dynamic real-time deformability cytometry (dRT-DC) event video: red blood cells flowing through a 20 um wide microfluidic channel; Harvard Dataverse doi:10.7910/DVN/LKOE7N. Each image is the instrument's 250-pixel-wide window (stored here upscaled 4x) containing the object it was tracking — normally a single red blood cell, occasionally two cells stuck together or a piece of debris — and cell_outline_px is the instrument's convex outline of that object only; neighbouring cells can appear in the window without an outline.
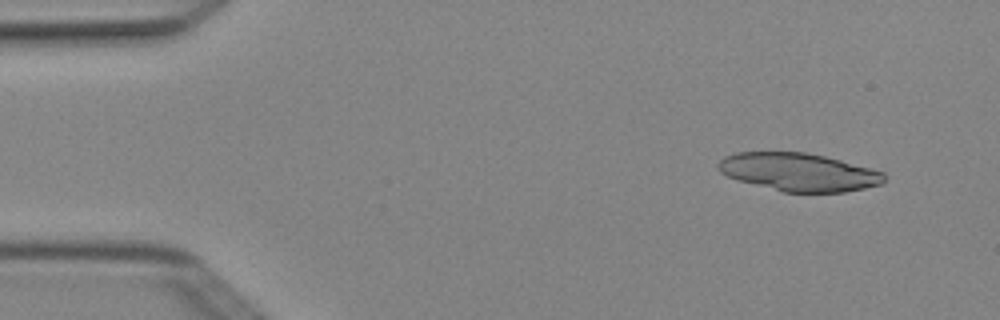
{"species": "Egyptian fruit bat (a non-hibernating species)", "species_latin": "Rousettus aegyptiacus", "temperature_condition": "cold", "stored_images_in_passage": 5, "camera_frame_rate_fps": 3000, "um_per_image_px": 0.085, "animal": {"sex": "female"}, "frame": {"image": 1, "passage_image": 1, "time_ms": 0.0, "image_size_px": [1000, 320], "cell_outline_px": [[888, 176], [884, 184], [844, 192], [784, 192], [736, 180], [720, 172], [716, 164], [724, 156], [736, 152], [804, 152], [824, 156], [840, 160], [884, 172]], "centroid_in_image_um": [67.9, 14.63], "position_along_channel_um": 17.1, "area_um2": 36.88}}